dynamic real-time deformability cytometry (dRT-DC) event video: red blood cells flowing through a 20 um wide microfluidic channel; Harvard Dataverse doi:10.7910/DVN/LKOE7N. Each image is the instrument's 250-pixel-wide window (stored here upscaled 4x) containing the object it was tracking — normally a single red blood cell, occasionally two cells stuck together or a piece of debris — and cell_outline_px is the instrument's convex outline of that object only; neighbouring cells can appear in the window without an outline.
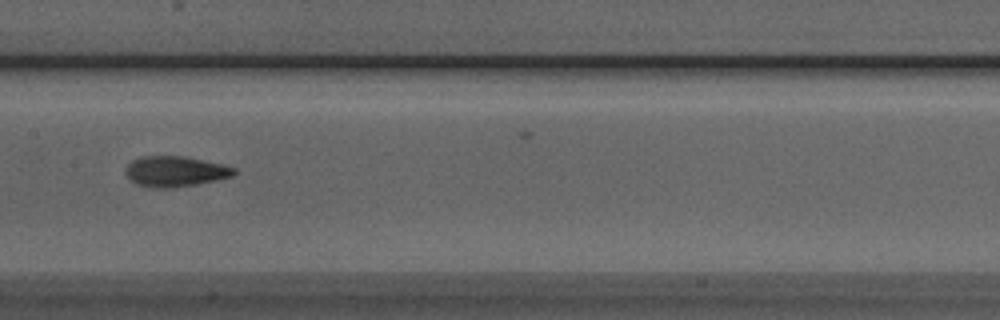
{"species": "Egyptian fruit bat (a non-hibernating species)", "species_latin": "Rousettus aegyptiacus", "temperature_condition": "room temperature", "stored_images_in_passage": 14, "camera_frame_rate_fps": 3000, "um_per_image_px": 0.085, "animal": {"sex": "male"}, "frame": {"image": 1, "passage_image": 9, "time_ms": 2.667, "image_size_px": [1000, 320], "cell_outline_px": [[236, 172], [232, 176], [216, 180], [196, 184], [172, 188], [152, 188], [136, 184], [124, 172], [128, 164], [132, 160], [140, 156], [184, 156], [220, 164], [236, 168]], "centroid_in_image_um": [14.86, 14.57], "position_along_channel_um": 192.5, "area_um2": 19.19}}
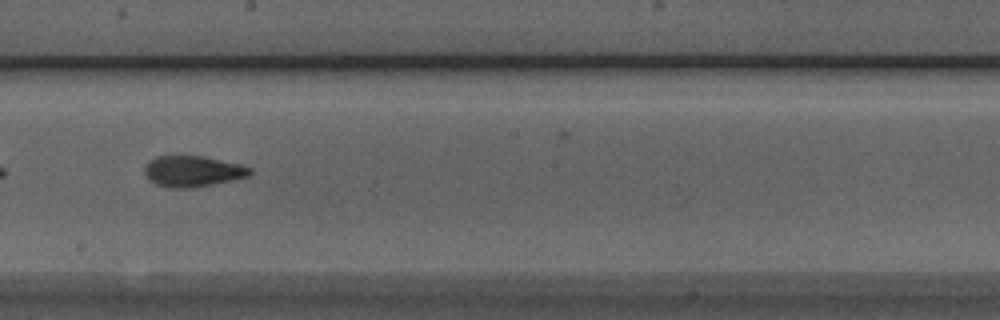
{"frame": {"image": 2, "passage_image": 12, "time_ms": 3.667, "image_size_px": [1000, 320], "cell_outline_px": [[252, 172], [248, 176], [232, 180], [192, 188], [172, 188], [156, 184], [148, 180], [144, 172], [144, 168], [148, 160], [156, 156], [204, 156], [244, 164], [252, 168]], "centroid_in_image_um": [16.39, 14.55], "position_along_channel_um": 231.8, "area_um2": 19.25}}